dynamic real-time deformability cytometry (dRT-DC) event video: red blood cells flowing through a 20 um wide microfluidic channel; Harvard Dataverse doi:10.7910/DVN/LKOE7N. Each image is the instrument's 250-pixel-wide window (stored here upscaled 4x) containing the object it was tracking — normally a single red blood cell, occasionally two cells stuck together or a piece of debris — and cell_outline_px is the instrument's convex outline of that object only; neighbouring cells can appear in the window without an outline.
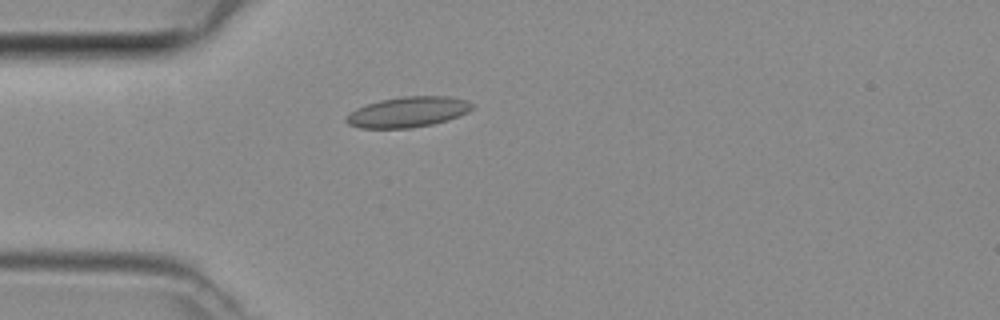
{"species": "common noctule bat (a hibernating species)", "species_latin": "Nyctalus noctula", "temperature_condition": "room temperature", "stored_images_in_passage": 49, "camera_frame_rate_fps": 3000, "um_per_image_px": 0.085, "animal": {"sex": "female", "body_mass_g": 29.2, "forearm_length_mm": 56.3}, "frame": {"image": 1, "passage_image": 14, "time_ms": 4.333, "image_size_px": [1000, 320], "cell_outline_px": [[472, 108], [468, 112], [432, 124], [412, 128], [360, 128], [348, 124], [344, 120], [356, 108], [380, 100], [404, 96], [448, 96], [468, 100], [472, 104]], "centroid_in_image_um": [34.66, 9.51], "position_along_channel_um": 50.3, "area_um2": 22.08}}
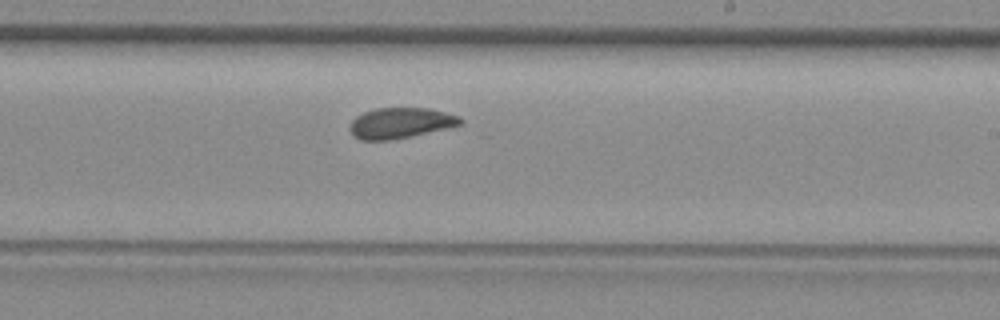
{"frame": {"image": 2, "passage_image": 29, "time_ms": 9.333, "image_size_px": [1000, 320], "cell_outline_px": [[464, 124], [408, 136], [388, 140], [360, 140], [352, 136], [348, 128], [352, 120], [356, 116], [364, 112], [376, 108], [428, 108], [460, 116], [464, 120]], "centroid_in_image_um": [34.01, 10.45], "position_along_channel_um": 255.0, "area_um2": 19.65}}
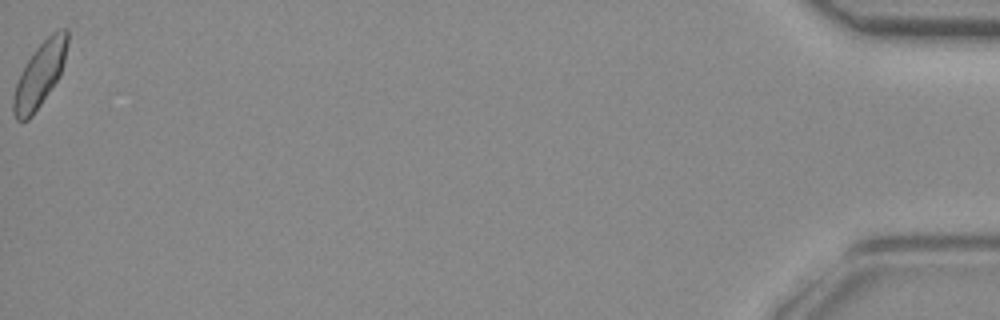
{"frame": {"image": 3, "passage_image": 49, "time_ms": 16.0, "image_size_px": [1000, 320], "cell_outline_px": [[68, 44], [60, 76], [32, 116], [28, 120], [16, 120], [12, 112], [12, 100], [16, 84], [20, 72], [24, 64], [36, 48], [52, 32], [60, 28], [68, 28]], "centroid_in_image_um": [3.37, 6.33], "position_along_channel_um": 431.8, "area_um2": 20.35}}